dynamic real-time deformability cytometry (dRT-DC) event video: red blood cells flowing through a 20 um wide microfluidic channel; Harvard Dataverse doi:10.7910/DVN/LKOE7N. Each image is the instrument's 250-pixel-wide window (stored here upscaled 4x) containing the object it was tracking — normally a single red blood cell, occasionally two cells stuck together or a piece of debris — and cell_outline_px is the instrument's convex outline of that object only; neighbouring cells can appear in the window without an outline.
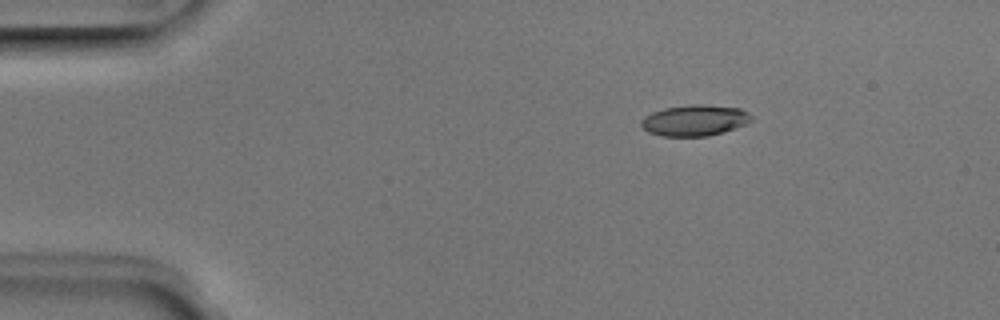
{"species": "Egyptian fruit bat (a non-hibernating species)", "species_latin": "Rousettus aegyptiacus", "temperature_condition": "room temperature", "stored_images_in_passage": 5, "camera_frame_rate_fps": 3000, "um_per_image_px": 0.085, "animal": {"sex": "male"}, "frame": {"image": 1, "passage_image": 3, "time_ms": 0.667, "image_size_px": [1000, 320], "cell_outline_px": [[752, 120], [736, 128], [724, 132], [708, 136], [660, 136], [648, 132], [640, 124], [640, 120], [644, 116], [652, 112], [664, 108], [692, 104], [704, 104], [740, 108], [748, 112], [752, 116]], "centroid_in_image_um": [59.04, 10.23], "position_along_channel_um": 26.0, "area_um2": 20.06}}
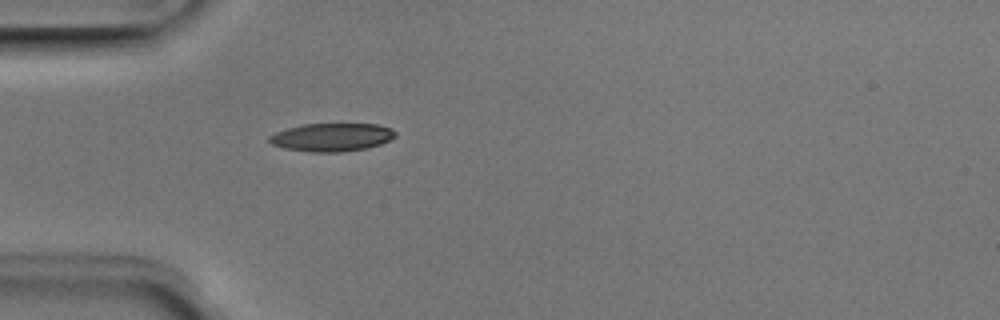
{"frame": {"image": 2, "passage_image": 5, "time_ms": 1.333, "image_size_px": [1000, 320], "cell_outline_px": [[396, 136], [380, 144], [368, 148], [340, 152], [308, 152], [284, 148], [272, 144], [268, 140], [268, 136], [276, 132], [288, 128], [304, 124], [376, 124], [392, 128], [396, 132]], "centroid_in_image_um": [28.2, 11.67], "position_along_channel_um": 56.8, "area_um2": 20.69}}